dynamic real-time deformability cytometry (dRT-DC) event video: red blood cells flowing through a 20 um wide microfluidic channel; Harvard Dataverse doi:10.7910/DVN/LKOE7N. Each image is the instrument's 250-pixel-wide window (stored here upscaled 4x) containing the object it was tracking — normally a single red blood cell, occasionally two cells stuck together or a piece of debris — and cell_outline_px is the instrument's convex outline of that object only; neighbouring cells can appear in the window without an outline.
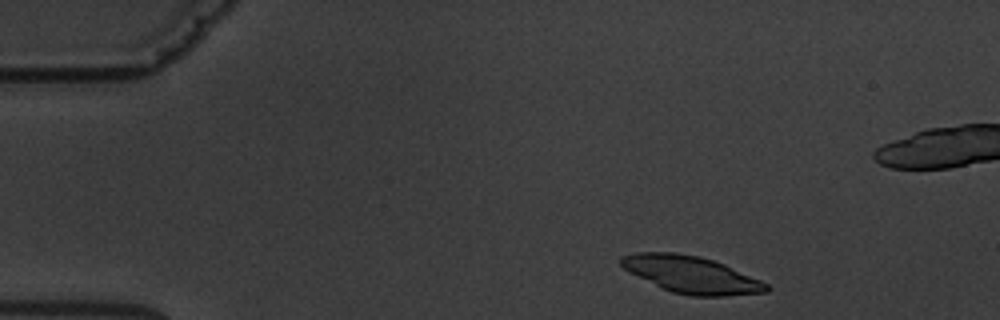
{"species": "common noctule bat (a hibernating species)", "species_latin": "Nyctalus noctula", "temperature_condition": "warm", "stored_images_in_passage": 4, "camera_frame_rate_fps": 3000, "um_per_image_px": 0.085, "animal": {"sex": "male", "body_mass_g": 19.5, "forearm_length_mm": 54.6}, "frame": {"image": 1, "passage_image": 1, "time_ms": 0.0, "image_size_px": [1000, 320], "cell_outline_px": [[772, 288], [768, 292], [728, 296], [692, 296], [672, 292], [660, 288], [628, 272], [620, 264], [620, 256], [636, 252], [676, 252], [700, 256], [724, 264], [760, 280], [768, 284]], "centroid_in_image_um": [58.74, 23.34], "position_along_channel_um": 26.3, "area_um2": 31.56}}